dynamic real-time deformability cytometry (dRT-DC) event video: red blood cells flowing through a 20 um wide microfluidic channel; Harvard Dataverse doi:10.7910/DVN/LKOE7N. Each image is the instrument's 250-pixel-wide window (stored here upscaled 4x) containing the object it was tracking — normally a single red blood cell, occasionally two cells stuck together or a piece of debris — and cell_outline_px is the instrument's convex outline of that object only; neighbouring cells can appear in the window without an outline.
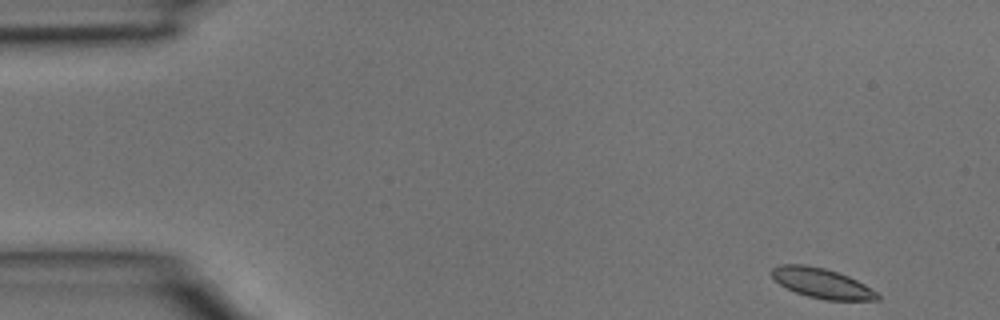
{"species": "common noctule bat (a hibernating species)", "species_latin": "Nyctalus noctula", "temperature_condition": "room temperature", "stored_images_in_passage": 4, "camera_frame_rate_fps": 3000, "um_per_image_px": 0.085, "animal": {"sex": "male", "body_mass_g": 15.6}, "frame": {"image": 1, "passage_image": 1, "time_ms": 0.0, "image_size_px": [1000, 320], "cell_outline_px": [[880, 300], [824, 300], [808, 296], [796, 292], [780, 284], [772, 276], [772, 268], [780, 264], [804, 264], [824, 268], [848, 276], [872, 288], [880, 296]], "centroid_in_image_um": [69.88, 24.07], "position_along_channel_um": 15.1, "area_um2": 18.26}}
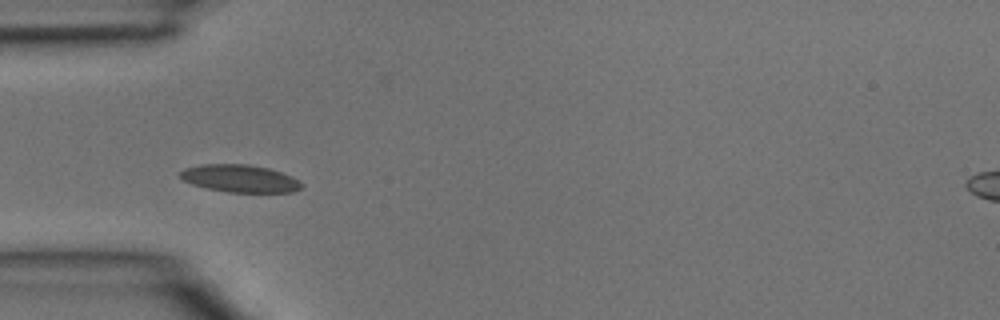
{"frame": {"image": 2, "passage_image": 4, "time_ms": 1.0, "image_size_px": [1000, 320], "cell_outline_px": [[304, 188], [292, 192], [228, 192], [208, 188], [192, 184], [184, 180], [180, 176], [180, 172], [184, 168], [200, 164], [248, 164], [268, 168], [292, 176], [300, 180], [304, 184]], "centroid_in_image_um": [20.44, 15.17], "position_along_channel_um": 64.6, "area_um2": 19.54}}